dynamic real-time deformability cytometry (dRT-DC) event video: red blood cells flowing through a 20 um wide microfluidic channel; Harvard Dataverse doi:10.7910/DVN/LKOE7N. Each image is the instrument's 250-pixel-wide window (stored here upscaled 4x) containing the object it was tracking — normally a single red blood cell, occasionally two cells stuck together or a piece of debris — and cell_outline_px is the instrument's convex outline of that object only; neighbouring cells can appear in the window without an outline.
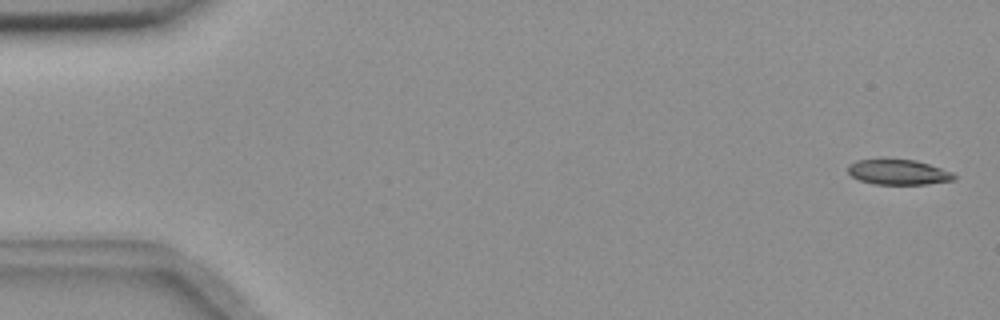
{"species": "common noctule bat (a hibernating species)", "species_latin": "Nyctalus noctula", "temperature_condition": "room temperature", "stored_images_in_passage": 5, "camera_frame_rate_fps": 3000, "um_per_image_px": 0.085, "animal": {"sex": "female", "body_mass_g": 18.4}, "frame": {"image": 1, "passage_image": 1, "time_ms": 0.0, "image_size_px": [1000, 320], "cell_outline_px": [[956, 180], [928, 184], [876, 184], [860, 180], [852, 176], [848, 172], [848, 164], [856, 160], [916, 160], [952, 172], [956, 176]], "centroid_in_image_um": [76.38, 14.64], "position_along_channel_um": 8.6, "area_um2": 15.37}}
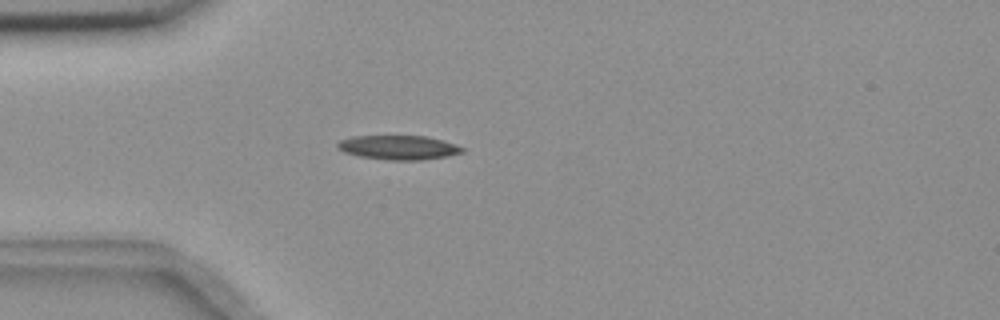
{"frame": {"image": 2, "passage_image": 5, "time_ms": 1.333, "image_size_px": [1000, 320], "cell_outline_px": [[464, 152], [448, 156], [424, 160], [388, 160], [356, 156], [344, 152], [336, 148], [336, 144], [340, 140], [352, 136], [424, 136], [444, 140], [456, 144], [464, 148]], "centroid_in_image_um": [33.87, 12.54], "position_along_channel_um": 51.1, "area_um2": 17.86}}